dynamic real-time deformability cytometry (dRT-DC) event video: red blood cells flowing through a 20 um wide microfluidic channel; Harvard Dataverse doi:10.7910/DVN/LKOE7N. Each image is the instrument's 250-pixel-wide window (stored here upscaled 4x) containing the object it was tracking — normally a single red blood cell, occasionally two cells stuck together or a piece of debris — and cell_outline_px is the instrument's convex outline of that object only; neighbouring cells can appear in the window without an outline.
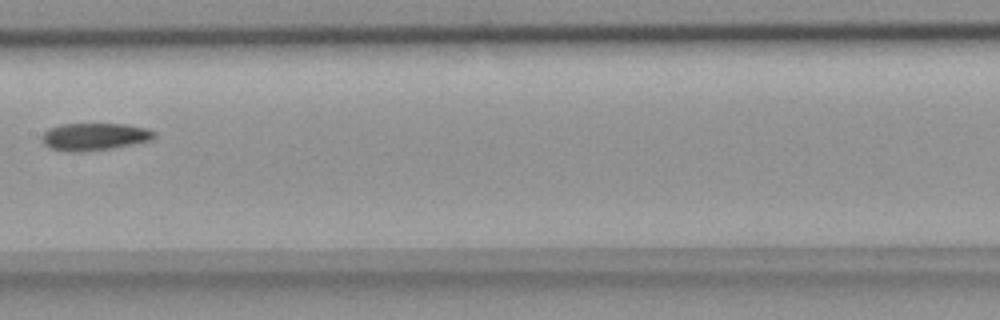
{"species": "common noctule bat (a hibernating species)", "species_latin": "Nyctalus noctula", "temperature_condition": "room temperature", "stored_images_in_passage": 5, "camera_frame_rate_fps": 3000, "um_per_image_px": 0.085, "animal": {"sex": "female", "body_mass_g": 18.4}, "frame": {"image": 1, "passage_image": 4, "time_ms": 1.0, "image_size_px": [1000, 320], "cell_outline_px": [[156, 136], [152, 140], [112, 148], [80, 152], [64, 152], [52, 148], [44, 144], [44, 132], [48, 128], [60, 124], [124, 124], [148, 128], [156, 132]], "centroid_in_image_um": [8.06, 11.61], "position_along_channel_um": 199.3, "area_um2": 17.92}}
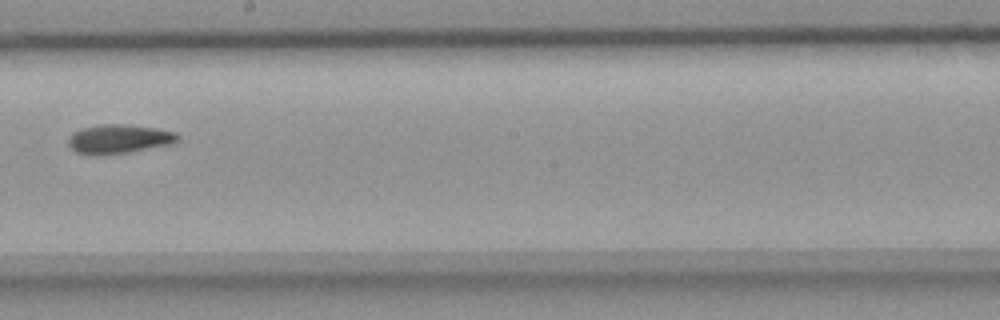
{"frame": {"image": 2, "passage_image": 5, "time_ms": 1.333, "image_size_px": [1000, 320], "cell_outline_px": [[180, 136], [176, 140], [168, 144], [128, 152], [100, 156], [92, 156], [76, 152], [68, 144], [68, 136], [72, 132], [80, 128], [100, 124], [124, 124], [156, 128], [176, 132]], "centroid_in_image_um": [10.02, 11.81], "position_along_channel_um": 238.2, "area_um2": 18.61}}